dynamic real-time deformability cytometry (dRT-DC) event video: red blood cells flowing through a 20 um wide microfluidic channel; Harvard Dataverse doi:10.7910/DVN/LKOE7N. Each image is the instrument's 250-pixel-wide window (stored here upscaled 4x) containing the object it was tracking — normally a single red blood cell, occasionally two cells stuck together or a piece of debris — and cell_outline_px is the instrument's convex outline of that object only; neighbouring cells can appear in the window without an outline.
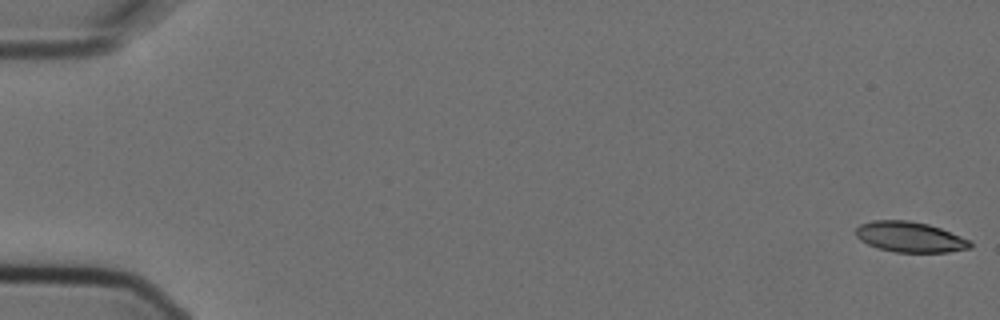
{"species": "Egyptian fruit bat (a non-hibernating species)", "species_latin": "Rousettus aegyptiacus", "temperature_condition": "cold", "stored_images_in_passage": 6, "camera_frame_rate_fps": 3000, "um_per_image_px": 0.085, "animal": {"sex": "female"}, "frame": {"image": 1, "passage_image": 1, "time_ms": 0.0, "image_size_px": [1000, 320], "cell_outline_px": [[972, 248], [948, 252], [896, 252], [876, 248], [860, 240], [856, 236], [856, 228], [860, 224], [872, 220], [908, 220], [928, 224], [940, 228], [972, 240]], "centroid_in_image_um": [77.36, 20.14], "position_along_channel_um": 7.6, "area_um2": 20.46}}
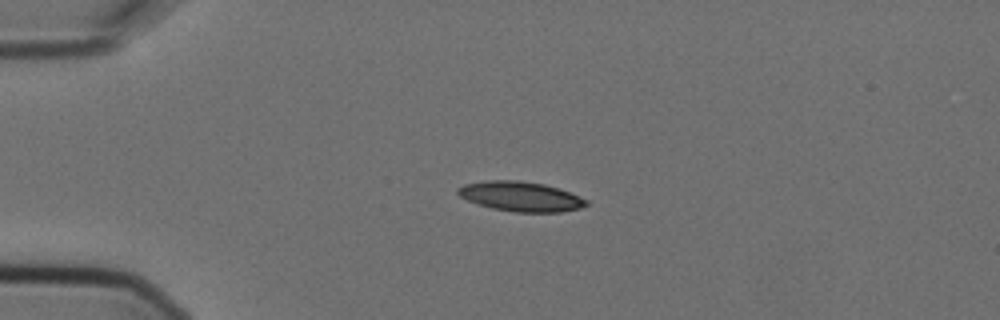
{"frame": {"image": 2, "passage_image": 4, "time_ms": 1.0, "image_size_px": [1000, 320], "cell_outline_px": [[588, 204], [580, 208], [560, 212], [516, 212], [492, 208], [468, 200], [460, 196], [456, 192], [456, 188], [464, 184], [488, 180], [516, 180], [544, 184], [560, 188], [588, 200]], "centroid_in_image_um": [44.26, 16.69], "position_along_channel_um": 40.7, "area_um2": 22.2}}
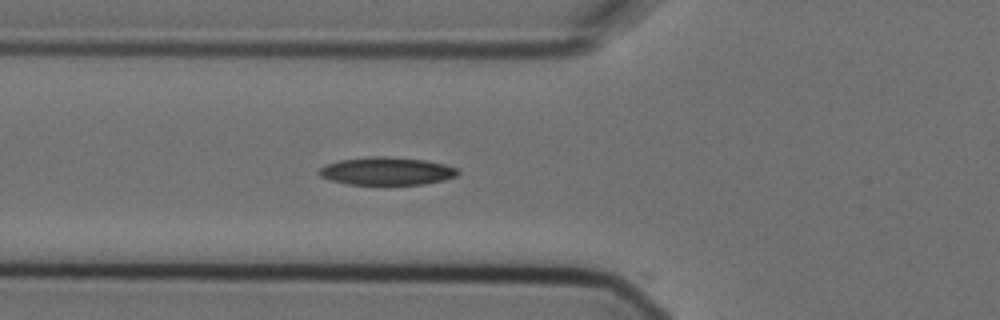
{"frame": {"image": 3, "passage_image": 6, "time_ms": 1.667, "image_size_px": [1000, 320], "cell_outline_px": [[460, 172], [456, 176], [444, 180], [424, 184], [348, 184], [328, 180], [320, 176], [316, 172], [320, 168], [328, 164], [340, 160], [368, 156], [388, 156], [424, 160], [444, 164], [456, 168]], "centroid_in_image_um": [32.85, 14.54], "position_along_channel_um": 93.0, "area_um2": 22.54}}